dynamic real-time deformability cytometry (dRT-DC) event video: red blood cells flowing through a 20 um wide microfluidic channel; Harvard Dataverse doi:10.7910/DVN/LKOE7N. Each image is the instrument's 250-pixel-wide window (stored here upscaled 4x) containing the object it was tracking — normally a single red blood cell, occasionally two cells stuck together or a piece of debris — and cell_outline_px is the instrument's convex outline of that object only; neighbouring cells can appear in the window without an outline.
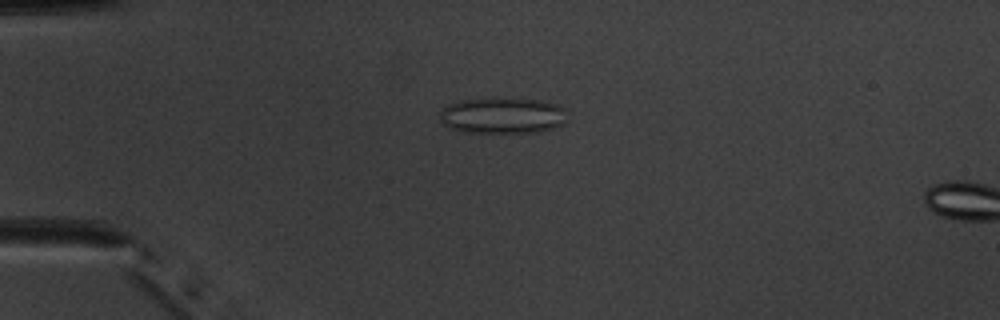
{"species": "common noctule bat (a hibernating species)", "species_latin": "Nyctalus noctula", "temperature_condition": "warm", "stored_images_in_passage": 10, "camera_frame_rate_fps": 3000, "um_per_image_px": 0.085, "animal": {"sex": "male", "body_mass_g": 20.1, "forearm_length_mm": 53.5}, "frame": {"image": 1, "passage_image": 7, "time_ms": 2.0, "image_size_px": [1000, 320], "cell_outline_px": [[564, 124], [552, 128], [536, 132], [464, 132], [448, 128], [440, 120], [440, 112], [448, 104], [460, 100], [492, 96], [496, 96], [540, 100], [556, 104], [564, 108]], "centroid_in_image_um": [42.66, 9.78], "position_along_channel_um": 42.3, "area_um2": 27.22}}